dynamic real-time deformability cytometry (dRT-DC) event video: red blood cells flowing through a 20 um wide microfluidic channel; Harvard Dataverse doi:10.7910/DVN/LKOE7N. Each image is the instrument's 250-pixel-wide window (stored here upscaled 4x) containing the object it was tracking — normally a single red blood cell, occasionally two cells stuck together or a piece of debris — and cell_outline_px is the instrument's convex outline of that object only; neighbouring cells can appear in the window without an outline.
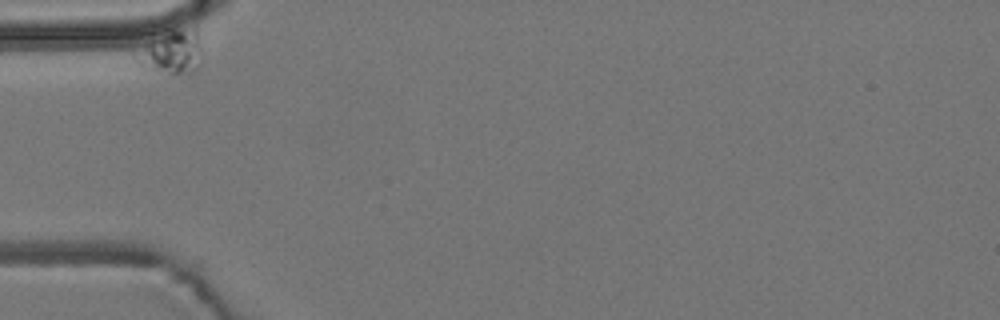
{"species": "common noctule bat (a hibernating species)", "species_latin": "Nyctalus noctula", "temperature_condition": "room temperature", "stored_images_in_passage": 42, "camera_frame_rate_fps": 3000, "um_per_image_px": 0.085, "animal": {"sex": "male", "body_mass_g": 19.2, "forearm_length_mm": 51.8}, "frame": {"image": 1, "passage_image": 1, "time_ms": 0.0, "image_size_px": [1000, 320], "cell_outline_px": [[204, 60], [192, 72], [176, 76], [172, 76], [140, 64], [152, 40], [164, 28], [180, 32], [196, 40], [200, 44], [204, 52]], "centroid_in_image_um": [14.75, 4.55], "position_along_channel_um": 70.3, "area_um2": 14.97}}
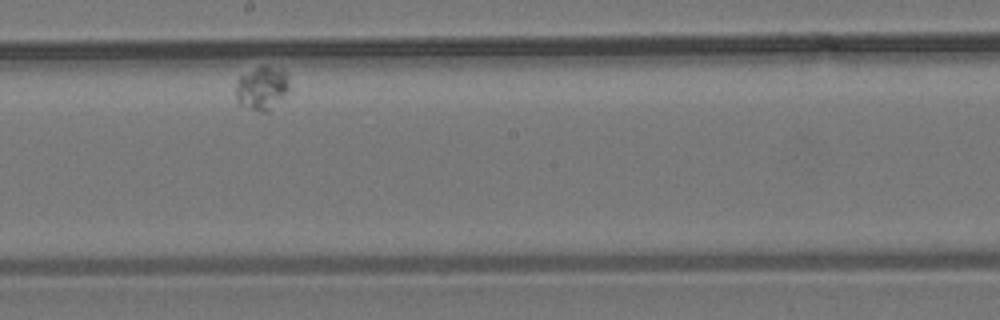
{"frame": {"image": 2, "passage_image": 24, "time_ms": 7.667, "image_size_px": [1000, 320], "cell_outline_px": [[288, 88], [284, 96], [272, 112], [260, 112], [248, 108], [240, 104], [236, 100], [236, 84], [240, 76], [256, 68], [280, 68], [288, 72]], "centroid_in_image_um": [22.28, 7.55], "position_along_channel_um": 225.9, "area_um2": 13.53}}
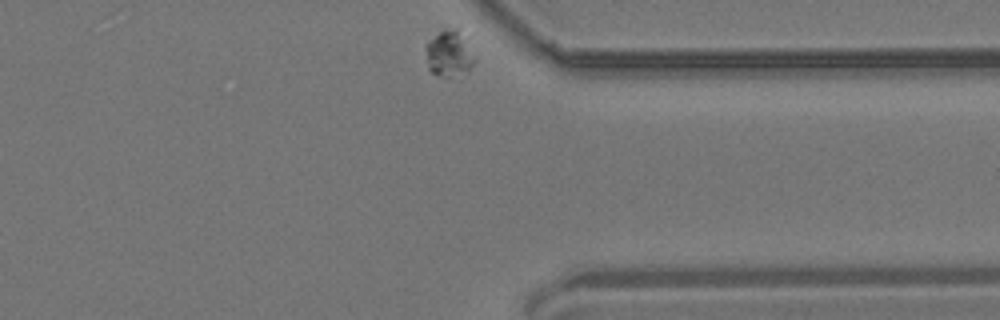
{"frame": {"image": 3, "passage_image": 42, "time_ms": 13.667, "image_size_px": [1000, 320], "cell_outline_px": [[476, 60], [468, 72], [448, 76], [436, 76], [428, 68], [424, 48], [428, 40], [444, 28], [456, 32]], "centroid_in_image_um": [38.08, 4.62], "position_along_channel_um": 373.3, "area_um2": 12.48}}